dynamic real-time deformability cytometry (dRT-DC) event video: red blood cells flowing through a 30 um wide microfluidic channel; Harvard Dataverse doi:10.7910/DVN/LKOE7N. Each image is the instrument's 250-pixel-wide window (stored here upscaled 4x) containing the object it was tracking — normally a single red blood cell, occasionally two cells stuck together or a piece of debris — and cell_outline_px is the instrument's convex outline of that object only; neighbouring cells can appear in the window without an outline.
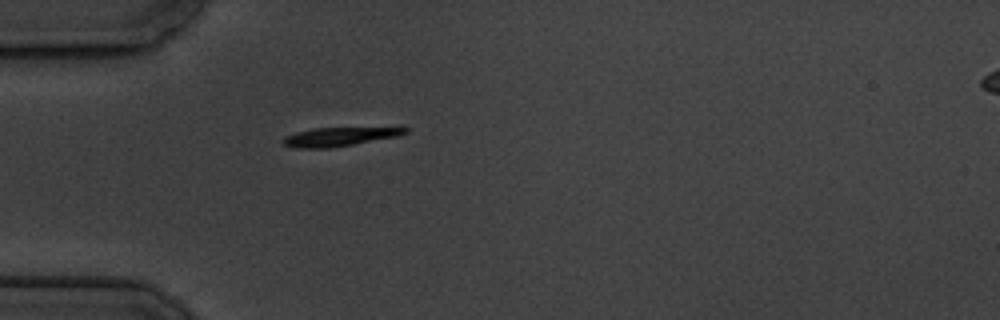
{"species": "common noctule bat (a hibernating species)", "species_latin": "Nyctalus noctula", "temperature_condition": "cold", "stored_images_in_passage": 1, "camera_frame_rate_fps": 3000, "um_per_image_px": 0.085, "animal": {"sex": "male", "body_mass_g": 19.5, "forearm_length_mm": 54.6}, "frame": {"image": 1, "passage_image": 1, "time_ms": 0.0, "image_size_px": [1000, 320], "cell_outline_px": [[408, 132], [400, 136], [332, 148], [296, 148], [284, 144], [280, 140], [284, 136], [296, 132], [312, 128], [400, 124], [408, 128]], "centroid_in_image_um": [29.07, 11.55], "position_along_channel_um": 55.9, "area_um2": 14.74}}